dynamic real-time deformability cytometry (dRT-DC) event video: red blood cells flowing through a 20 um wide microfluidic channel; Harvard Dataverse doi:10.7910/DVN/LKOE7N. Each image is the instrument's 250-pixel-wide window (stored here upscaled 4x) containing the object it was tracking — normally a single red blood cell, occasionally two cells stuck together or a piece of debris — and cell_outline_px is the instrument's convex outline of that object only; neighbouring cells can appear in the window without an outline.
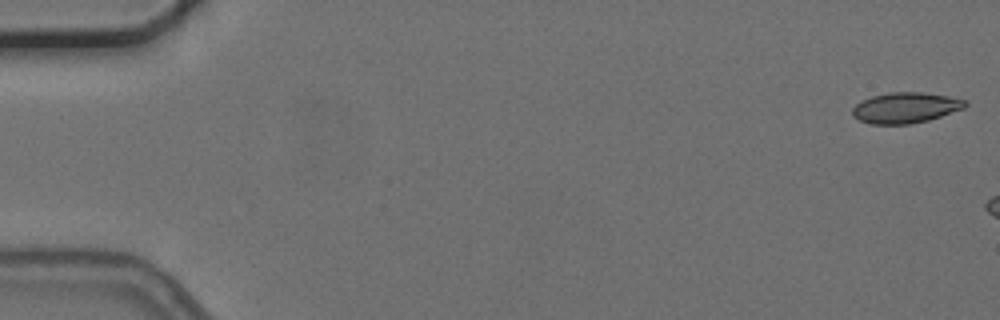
{"species": "common noctule bat (a hibernating species)", "species_latin": "Nyctalus noctula", "temperature_condition": "cold", "stored_images_in_passage": 11, "camera_frame_rate_fps": 3000, "um_per_image_px": 0.085, "animal": {"sex": "female", "body_mass_g": 24.6, "forearm_length_mm": 56.2}, "frame": {"image": 1, "passage_image": 1, "time_ms": 0.0, "image_size_px": [1000, 320], "cell_outline_px": [[968, 104], [964, 108], [928, 120], [908, 124], [872, 124], [860, 120], [852, 116], [852, 108], [860, 100], [872, 96], [888, 92], [924, 92], [948, 96], [968, 100]], "centroid_in_image_um": [76.96, 9.14], "position_along_channel_um": 8.0, "area_um2": 20.23}}